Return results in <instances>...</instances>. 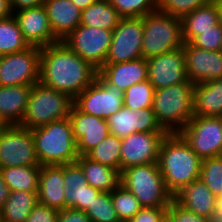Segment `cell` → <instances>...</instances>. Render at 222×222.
Segmentation results:
<instances>
[{"label":"cell","mask_w":222,"mask_h":222,"mask_svg":"<svg viewBox=\"0 0 222 222\" xmlns=\"http://www.w3.org/2000/svg\"><path fill=\"white\" fill-rule=\"evenodd\" d=\"M98 70L63 42L41 47L39 82L75 99L94 80Z\"/></svg>","instance_id":"1"},{"label":"cell","mask_w":222,"mask_h":222,"mask_svg":"<svg viewBox=\"0 0 222 222\" xmlns=\"http://www.w3.org/2000/svg\"><path fill=\"white\" fill-rule=\"evenodd\" d=\"M158 165L166 189L174 195L199 179L202 159L179 133H167L160 145Z\"/></svg>","instance_id":"2"},{"label":"cell","mask_w":222,"mask_h":222,"mask_svg":"<svg viewBox=\"0 0 222 222\" xmlns=\"http://www.w3.org/2000/svg\"><path fill=\"white\" fill-rule=\"evenodd\" d=\"M194 84L189 80L156 89L152 109L167 133H179L194 117Z\"/></svg>","instance_id":"3"},{"label":"cell","mask_w":222,"mask_h":222,"mask_svg":"<svg viewBox=\"0 0 222 222\" xmlns=\"http://www.w3.org/2000/svg\"><path fill=\"white\" fill-rule=\"evenodd\" d=\"M40 166L76 162L79 155L69 118L50 122L31 130Z\"/></svg>","instance_id":"4"},{"label":"cell","mask_w":222,"mask_h":222,"mask_svg":"<svg viewBox=\"0 0 222 222\" xmlns=\"http://www.w3.org/2000/svg\"><path fill=\"white\" fill-rule=\"evenodd\" d=\"M120 184L142 207H168L173 195L166 189L158 163L135 165L120 172Z\"/></svg>","instance_id":"5"},{"label":"cell","mask_w":222,"mask_h":222,"mask_svg":"<svg viewBox=\"0 0 222 222\" xmlns=\"http://www.w3.org/2000/svg\"><path fill=\"white\" fill-rule=\"evenodd\" d=\"M73 99L40 82L32 85L27 108L19 126L30 130L69 117Z\"/></svg>","instance_id":"6"},{"label":"cell","mask_w":222,"mask_h":222,"mask_svg":"<svg viewBox=\"0 0 222 222\" xmlns=\"http://www.w3.org/2000/svg\"><path fill=\"white\" fill-rule=\"evenodd\" d=\"M142 24V58L148 59L183 47L181 19L155 10L142 17Z\"/></svg>","instance_id":"7"},{"label":"cell","mask_w":222,"mask_h":222,"mask_svg":"<svg viewBox=\"0 0 222 222\" xmlns=\"http://www.w3.org/2000/svg\"><path fill=\"white\" fill-rule=\"evenodd\" d=\"M40 166L32 131L19 125L0 130V168Z\"/></svg>","instance_id":"8"},{"label":"cell","mask_w":222,"mask_h":222,"mask_svg":"<svg viewBox=\"0 0 222 222\" xmlns=\"http://www.w3.org/2000/svg\"><path fill=\"white\" fill-rule=\"evenodd\" d=\"M113 31L79 25L61 40L70 50L99 70L112 42Z\"/></svg>","instance_id":"9"},{"label":"cell","mask_w":222,"mask_h":222,"mask_svg":"<svg viewBox=\"0 0 222 222\" xmlns=\"http://www.w3.org/2000/svg\"><path fill=\"white\" fill-rule=\"evenodd\" d=\"M123 95L124 92L97 74L95 80L73 100V105L84 113L108 119L124 106Z\"/></svg>","instance_id":"10"},{"label":"cell","mask_w":222,"mask_h":222,"mask_svg":"<svg viewBox=\"0 0 222 222\" xmlns=\"http://www.w3.org/2000/svg\"><path fill=\"white\" fill-rule=\"evenodd\" d=\"M179 134L202 160L222 155V117H193Z\"/></svg>","instance_id":"11"},{"label":"cell","mask_w":222,"mask_h":222,"mask_svg":"<svg viewBox=\"0 0 222 222\" xmlns=\"http://www.w3.org/2000/svg\"><path fill=\"white\" fill-rule=\"evenodd\" d=\"M41 48L30 46L24 51L2 55L0 86H32L39 82Z\"/></svg>","instance_id":"12"},{"label":"cell","mask_w":222,"mask_h":222,"mask_svg":"<svg viewBox=\"0 0 222 222\" xmlns=\"http://www.w3.org/2000/svg\"><path fill=\"white\" fill-rule=\"evenodd\" d=\"M143 31L142 17H122L113 30L104 65L142 58Z\"/></svg>","instance_id":"13"},{"label":"cell","mask_w":222,"mask_h":222,"mask_svg":"<svg viewBox=\"0 0 222 222\" xmlns=\"http://www.w3.org/2000/svg\"><path fill=\"white\" fill-rule=\"evenodd\" d=\"M167 132H137L121 139L120 172L135 165L158 163L159 149Z\"/></svg>","instance_id":"14"},{"label":"cell","mask_w":222,"mask_h":222,"mask_svg":"<svg viewBox=\"0 0 222 222\" xmlns=\"http://www.w3.org/2000/svg\"><path fill=\"white\" fill-rule=\"evenodd\" d=\"M148 80L154 89L188 82L183 47L175 51L146 59Z\"/></svg>","instance_id":"15"},{"label":"cell","mask_w":222,"mask_h":222,"mask_svg":"<svg viewBox=\"0 0 222 222\" xmlns=\"http://www.w3.org/2000/svg\"><path fill=\"white\" fill-rule=\"evenodd\" d=\"M185 68L195 85L222 78V51H209L184 43Z\"/></svg>","instance_id":"16"},{"label":"cell","mask_w":222,"mask_h":222,"mask_svg":"<svg viewBox=\"0 0 222 222\" xmlns=\"http://www.w3.org/2000/svg\"><path fill=\"white\" fill-rule=\"evenodd\" d=\"M68 118L79 156L86 155L110 133L107 119L84 113L74 105L71 106Z\"/></svg>","instance_id":"17"},{"label":"cell","mask_w":222,"mask_h":222,"mask_svg":"<svg viewBox=\"0 0 222 222\" xmlns=\"http://www.w3.org/2000/svg\"><path fill=\"white\" fill-rule=\"evenodd\" d=\"M13 16L30 46L41 48L60 41L51 30L44 5L19 9Z\"/></svg>","instance_id":"18"},{"label":"cell","mask_w":222,"mask_h":222,"mask_svg":"<svg viewBox=\"0 0 222 222\" xmlns=\"http://www.w3.org/2000/svg\"><path fill=\"white\" fill-rule=\"evenodd\" d=\"M107 122L110 134L120 139L137 132H166L158 124L152 108L133 111L123 106Z\"/></svg>","instance_id":"19"},{"label":"cell","mask_w":222,"mask_h":222,"mask_svg":"<svg viewBox=\"0 0 222 222\" xmlns=\"http://www.w3.org/2000/svg\"><path fill=\"white\" fill-rule=\"evenodd\" d=\"M98 74L111 86L125 92L129 87L148 80V65L144 58L124 63L103 65Z\"/></svg>","instance_id":"20"},{"label":"cell","mask_w":222,"mask_h":222,"mask_svg":"<svg viewBox=\"0 0 222 222\" xmlns=\"http://www.w3.org/2000/svg\"><path fill=\"white\" fill-rule=\"evenodd\" d=\"M64 165L40 166L38 203L59 210L65 209Z\"/></svg>","instance_id":"21"},{"label":"cell","mask_w":222,"mask_h":222,"mask_svg":"<svg viewBox=\"0 0 222 222\" xmlns=\"http://www.w3.org/2000/svg\"><path fill=\"white\" fill-rule=\"evenodd\" d=\"M53 34L61 41L81 24L82 10L71 0H44Z\"/></svg>","instance_id":"22"},{"label":"cell","mask_w":222,"mask_h":222,"mask_svg":"<svg viewBox=\"0 0 222 222\" xmlns=\"http://www.w3.org/2000/svg\"><path fill=\"white\" fill-rule=\"evenodd\" d=\"M214 198L212 191L200 178L173 195V199L181 206L209 220L214 211Z\"/></svg>","instance_id":"23"},{"label":"cell","mask_w":222,"mask_h":222,"mask_svg":"<svg viewBox=\"0 0 222 222\" xmlns=\"http://www.w3.org/2000/svg\"><path fill=\"white\" fill-rule=\"evenodd\" d=\"M32 86H0V117L7 125H19L24 117Z\"/></svg>","instance_id":"24"},{"label":"cell","mask_w":222,"mask_h":222,"mask_svg":"<svg viewBox=\"0 0 222 222\" xmlns=\"http://www.w3.org/2000/svg\"><path fill=\"white\" fill-rule=\"evenodd\" d=\"M194 117H222V78L194 85Z\"/></svg>","instance_id":"25"},{"label":"cell","mask_w":222,"mask_h":222,"mask_svg":"<svg viewBox=\"0 0 222 222\" xmlns=\"http://www.w3.org/2000/svg\"><path fill=\"white\" fill-rule=\"evenodd\" d=\"M217 2H210L196 8L181 19L184 43H190L196 36L204 33L219 23Z\"/></svg>","instance_id":"26"},{"label":"cell","mask_w":222,"mask_h":222,"mask_svg":"<svg viewBox=\"0 0 222 222\" xmlns=\"http://www.w3.org/2000/svg\"><path fill=\"white\" fill-rule=\"evenodd\" d=\"M76 162L80 165L88 185L101 192H111L120 184V172L116 169L104 166L80 155Z\"/></svg>","instance_id":"27"},{"label":"cell","mask_w":222,"mask_h":222,"mask_svg":"<svg viewBox=\"0 0 222 222\" xmlns=\"http://www.w3.org/2000/svg\"><path fill=\"white\" fill-rule=\"evenodd\" d=\"M38 203V192L11 191L0 208V222H25Z\"/></svg>","instance_id":"28"},{"label":"cell","mask_w":222,"mask_h":222,"mask_svg":"<svg viewBox=\"0 0 222 222\" xmlns=\"http://www.w3.org/2000/svg\"><path fill=\"white\" fill-rule=\"evenodd\" d=\"M121 19L109 0H98L82 11L81 25L113 31Z\"/></svg>","instance_id":"29"},{"label":"cell","mask_w":222,"mask_h":222,"mask_svg":"<svg viewBox=\"0 0 222 222\" xmlns=\"http://www.w3.org/2000/svg\"><path fill=\"white\" fill-rule=\"evenodd\" d=\"M0 171L11 191L38 192L40 166L6 167Z\"/></svg>","instance_id":"30"},{"label":"cell","mask_w":222,"mask_h":222,"mask_svg":"<svg viewBox=\"0 0 222 222\" xmlns=\"http://www.w3.org/2000/svg\"><path fill=\"white\" fill-rule=\"evenodd\" d=\"M29 47L13 15L0 20V56L21 52Z\"/></svg>","instance_id":"31"},{"label":"cell","mask_w":222,"mask_h":222,"mask_svg":"<svg viewBox=\"0 0 222 222\" xmlns=\"http://www.w3.org/2000/svg\"><path fill=\"white\" fill-rule=\"evenodd\" d=\"M120 147L121 139L109 133L104 140L91 149L85 156L92 161L120 172Z\"/></svg>","instance_id":"32"},{"label":"cell","mask_w":222,"mask_h":222,"mask_svg":"<svg viewBox=\"0 0 222 222\" xmlns=\"http://www.w3.org/2000/svg\"><path fill=\"white\" fill-rule=\"evenodd\" d=\"M154 92L155 89L149 80L134 84L124 92V106L133 111L152 108Z\"/></svg>","instance_id":"33"},{"label":"cell","mask_w":222,"mask_h":222,"mask_svg":"<svg viewBox=\"0 0 222 222\" xmlns=\"http://www.w3.org/2000/svg\"><path fill=\"white\" fill-rule=\"evenodd\" d=\"M110 193L116 214L120 221H130L142 208L139 200L121 184Z\"/></svg>","instance_id":"34"},{"label":"cell","mask_w":222,"mask_h":222,"mask_svg":"<svg viewBox=\"0 0 222 222\" xmlns=\"http://www.w3.org/2000/svg\"><path fill=\"white\" fill-rule=\"evenodd\" d=\"M85 213L91 222H120L110 192H100Z\"/></svg>","instance_id":"35"},{"label":"cell","mask_w":222,"mask_h":222,"mask_svg":"<svg viewBox=\"0 0 222 222\" xmlns=\"http://www.w3.org/2000/svg\"><path fill=\"white\" fill-rule=\"evenodd\" d=\"M199 178L214 196L222 195V155L203 159Z\"/></svg>","instance_id":"36"},{"label":"cell","mask_w":222,"mask_h":222,"mask_svg":"<svg viewBox=\"0 0 222 222\" xmlns=\"http://www.w3.org/2000/svg\"><path fill=\"white\" fill-rule=\"evenodd\" d=\"M101 191L91 185L65 188V208L86 212Z\"/></svg>","instance_id":"37"},{"label":"cell","mask_w":222,"mask_h":222,"mask_svg":"<svg viewBox=\"0 0 222 222\" xmlns=\"http://www.w3.org/2000/svg\"><path fill=\"white\" fill-rule=\"evenodd\" d=\"M122 17H144L157 10V0H109Z\"/></svg>","instance_id":"38"},{"label":"cell","mask_w":222,"mask_h":222,"mask_svg":"<svg viewBox=\"0 0 222 222\" xmlns=\"http://www.w3.org/2000/svg\"><path fill=\"white\" fill-rule=\"evenodd\" d=\"M210 2L211 0H157V10L182 19L196 8Z\"/></svg>","instance_id":"39"},{"label":"cell","mask_w":222,"mask_h":222,"mask_svg":"<svg viewBox=\"0 0 222 222\" xmlns=\"http://www.w3.org/2000/svg\"><path fill=\"white\" fill-rule=\"evenodd\" d=\"M190 44L209 51H222V25L219 22L212 29L196 36Z\"/></svg>","instance_id":"40"},{"label":"cell","mask_w":222,"mask_h":222,"mask_svg":"<svg viewBox=\"0 0 222 222\" xmlns=\"http://www.w3.org/2000/svg\"><path fill=\"white\" fill-rule=\"evenodd\" d=\"M167 213L171 216L173 222H210L209 219L184 208L174 199L171 200L167 208Z\"/></svg>","instance_id":"41"},{"label":"cell","mask_w":222,"mask_h":222,"mask_svg":"<svg viewBox=\"0 0 222 222\" xmlns=\"http://www.w3.org/2000/svg\"><path fill=\"white\" fill-rule=\"evenodd\" d=\"M65 188L88 185L86 177L77 162L64 164Z\"/></svg>","instance_id":"42"},{"label":"cell","mask_w":222,"mask_h":222,"mask_svg":"<svg viewBox=\"0 0 222 222\" xmlns=\"http://www.w3.org/2000/svg\"><path fill=\"white\" fill-rule=\"evenodd\" d=\"M59 211L37 203L25 222H57Z\"/></svg>","instance_id":"43"},{"label":"cell","mask_w":222,"mask_h":222,"mask_svg":"<svg viewBox=\"0 0 222 222\" xmlns=\"http://www.w3.org/2000/svg\"><path fill=\"white\" fill-rule=\"evenodd\" d=\"M168 207H142L129 222H158Z\"/></svg>","instance_id":"44"},{"label":"cell","mask_w":222,"mask_h":222,"mask_svg":"<svg viewBox=\"0 0 222 222\" xmlns=\"http://www.w3.org/2000/svg\"><path fill=\"white\" fill-rule=\"evenodd\" d=\"M57 222H91V220L84 211L65 208L59 210Z\"/></svg>","instance_id":"45"},{"label":"cell","mask_w":222,"mask_h":222,"mask_svg":"<svg viewBox=\"0 0 222 222\" xmlns=\"http://www.w3.org/2000/svg\"><path fill=\"white\" fill-rule=\"evenodd\" d=\"M44 4V0H10L12 12L19 9L38 7Z\"/></svg>","instance_id":"46"},{"label":"cell","mask_w":222,"mask_h":222,"mask_svg":"<svg viewBox=\"0 0 222 222\" xmlns=\"http://www.w3.org/2000/svg\"><path fill=\"white\" fill-rule=\"evenodd\" d=\"M210 222H222V195L214 198V211Z\"/></svg>","instance_id":"47"},{"label":"cell","mask_w":222,"mask_h":222,"mask_svg":"<svg viewBox=\"0 0 222 222\" xmlns=\"http://www.w3.org/2000/svg\"><path fill=\"white\" fill-rule=\"evenodd\" d=\"M11 190L9 186L3 180L1 171H0V208L3 206L7 198L10 196Z\"/></svg>","instance_id":"48"},{"label":"cell","mask_w":222,"mask_h":222,"mask_svg":"<svg viewBox=\"0 0 222 222\" xmlns=\"http://www.w3.org/2000/svg\"><path fill=\"white\" fill-rule=\"evenodd\" d=\"M13 15L10 0H0V20L6 19Z\"/></svg>","instance_id":"49"},{"label":"cell","mask_w":222,"mask_h":222,"mask_svg":"<svg viewBox=\"0 0 222 222\" xmlns=\"http://www.w3.org/2000/svg\"><path fill=\"white\" fill-rule=\"evenodd\" d=\"M77 8L80 10H85L91 4L97 2L98 0H71Z\"/></svg>","instance_id":"50"},{"label":"cell","mask_w":222,"mask_h":222,"mask_svg":"<svg viewBox=\"0 0 222 222\" xmlns=\"http://www.w3.org/2000/svg\"><path fill=\"white\" fill-rule=\"evenodd\" d=\"M158 222H173L171 216L166 212Z\"/></svg>","instance_id":"51"},{"label":"cell","mask_w":222,"mask_h":222,"mask_svg":"<svg viewBox=\"0 0 222 222\" xmlns=\"http://www.w3.org/2000/svg\"><path fill=\"white\" fill-rule=\"evenodd\" d=\"M217 6L219 9V21L220 24L222 25V0L217 1Z\"/></svg>","instance_id":"52"},{"label":"cell","mask_w":222,"mask_h":222,"mask_svg":"<svg viewBox=\"0 0 222 222\" xmlns=\"http://www.w3.org/2000/svg\"><path fill=\"white\" fill-rule=\"evenodd\" d=\"M7 124L4 122V120L0 117V130H3Z\"/></svg>","instance_id":"53"}]
</instances>
